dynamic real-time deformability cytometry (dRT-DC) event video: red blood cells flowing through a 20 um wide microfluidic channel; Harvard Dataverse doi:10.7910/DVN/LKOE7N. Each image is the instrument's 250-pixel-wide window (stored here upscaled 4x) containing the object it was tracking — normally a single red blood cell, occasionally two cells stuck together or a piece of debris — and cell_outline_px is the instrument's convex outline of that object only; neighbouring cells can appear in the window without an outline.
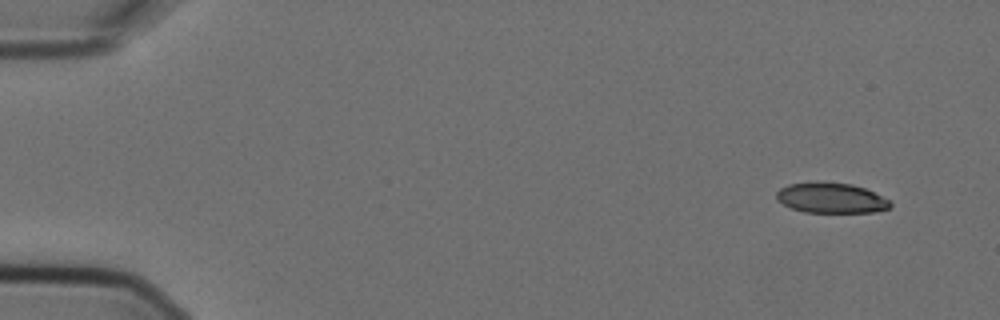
{"species": "Egyptian fruit bat (a non-hibernating species)", "species_latin": "Rousettus aegyptiacus", "temperature_condition": "cold", "stored_images_in_passage": 6, "camera_frame_rate_fps": 3000, "um_per_image_px": 0.085, "animal": {"sex": "female"}, "frame": {"image": 1, "passage_image": 1, "time_ms": 0.0, "image_size_px": [1000, 320], "cell_outline_px": [[892, 204], [888, 208], [872, 212], [804, 212], [792, 208], [776, 200], [776, 192], [780, 188], [788, 184], [816, 180], [852, 184], [864, 188], [888, 200]], "centroid_in_image_um": [70.57, 16.8], "position_along_channel_um": 14.4, "area_um2": 20.17}}
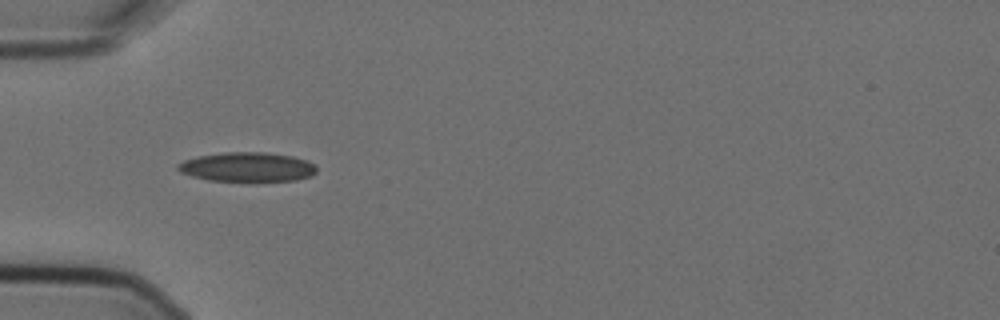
{"frame": {"image": 2, "passage_image": 5, "time_ms": 1.333, "image_size_px": [1000, 320], "cell_outline_px": [[316, 172], [312, 176], [296, 180], [208, 180], [192, 176], [180, 172], [176, 168], [176, 164], [184, 160], [200, 156], [224, 152], [264, 152], [292, 156], [308, 160], [316, 168]], "centroid_in_image_um": [21.01, 14.18], "position_along_channel_um": 64.0, "area_um2": 23.47}}
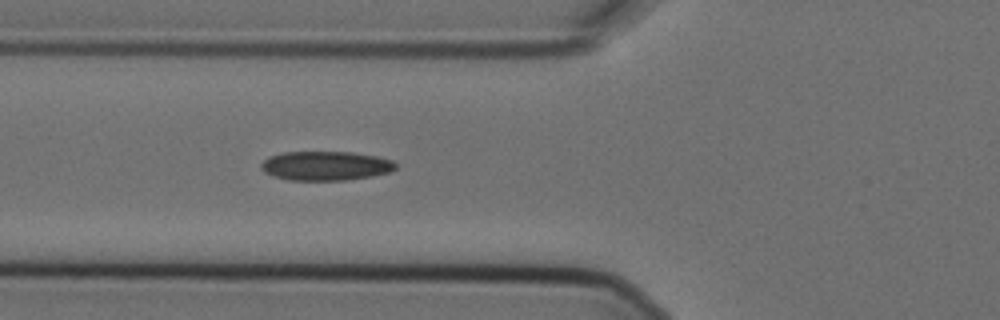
{"frame": {"image": 3, "passage_image": 6, "time_ms": 1.667, "image_size_px": [1000, 320], "cell_outline_px": [[396, 168], [388, 172], [372, 176], [344, 180], [288, 180], [272, 176], [264, 172], [260, 168], [260, 164], [268, 156], [284, 152], [352, 152], [376, 156], [392, 160], [396, 164]], "centroid_in_image_um": [27.64, 14.09], "position_along_channel_um": 98.2, "area_um2": 22.95}}